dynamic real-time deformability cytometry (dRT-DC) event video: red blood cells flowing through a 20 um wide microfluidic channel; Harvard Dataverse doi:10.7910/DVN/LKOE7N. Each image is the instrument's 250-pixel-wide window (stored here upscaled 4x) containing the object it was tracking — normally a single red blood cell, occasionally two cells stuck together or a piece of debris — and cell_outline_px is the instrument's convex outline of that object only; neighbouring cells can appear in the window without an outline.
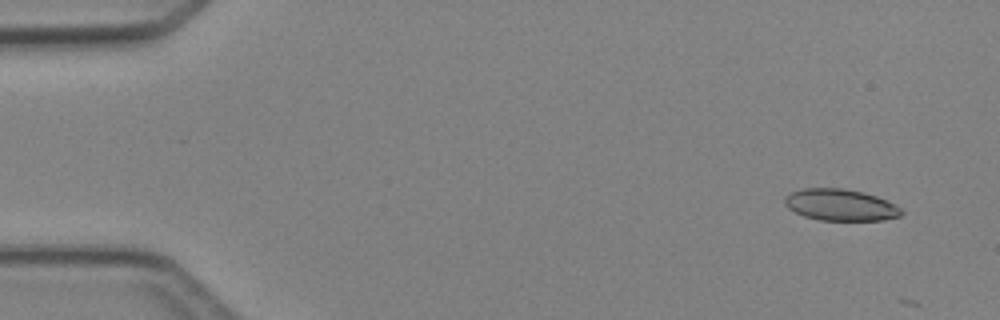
{"species": "Egyptian fruit bat (a non-hibernating species)", "species_latin": "Rousettus aegyptiacus", "temperature_condition": "cold", "stored_images_in_passage": 5, "camera_frame_rate_fps": 3000, "um_per_image_px": 0.085, "animal": {"sex": "female"}, "frame": {"image": 1, "passage_image": 1, "time_ms": 0.0, "image_size_px": [1000, 320], "cell_outline_px": [[904, 212], [900, 216], [884, 220], [820, 220], [804, 216], [788, 208], [784, 204], [784, 196], [792, 192], [804, 188], [844, 188], [864, 192], [876, 196], [900, 208]], "centroid_in_image_um": [71.41, 17.41], "position_along_channel_um": 13.6, "area_um2": 21.39}}
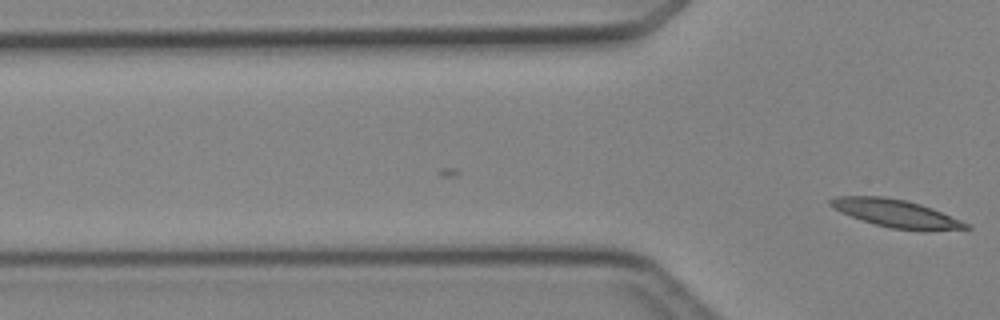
{"frame": {"image": 2, "passage_image": 5, "time_ms": 5.667, "image_size_px": [1000, 320], "cell_outline_px": [[972, 228], [932, 232], [924, 232], [892, 228], [876, 224], [840, 212], [832, 208], [828, 204], [828, 200], [836, 196], [884, 196], [904, 200], [920, 204], [932, 208], [960, 220], [968, 224]], "centroid_in_image_um": [76.19, 18.16], "position_along_channel_um": 49.6, "area_um2": 22.08}}